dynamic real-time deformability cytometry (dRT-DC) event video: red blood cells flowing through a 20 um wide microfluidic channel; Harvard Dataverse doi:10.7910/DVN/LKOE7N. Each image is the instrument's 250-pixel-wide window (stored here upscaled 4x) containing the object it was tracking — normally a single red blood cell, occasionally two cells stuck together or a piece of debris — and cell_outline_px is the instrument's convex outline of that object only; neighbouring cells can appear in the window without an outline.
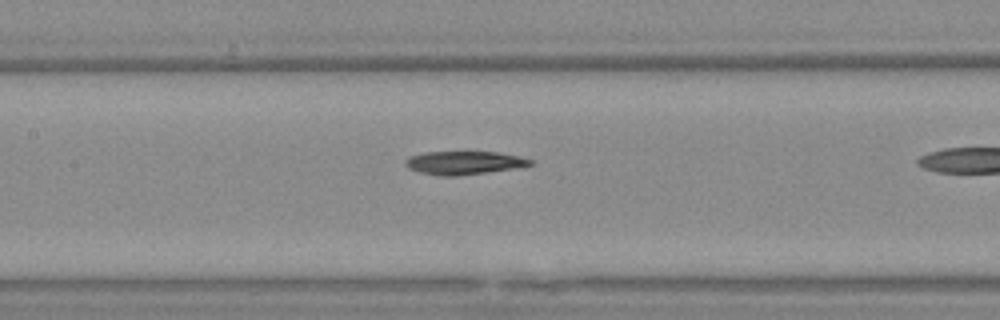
{"species": "Egyptian fruit bat (a non-hibernating species)", "species_latin": "Rousettus aegyptiacus", "temperature_condition": "warm", "stored_images_in_passage": 15, "camera_frame_rate_fps": 3000, "um_per_image_px": 0.085, "animal": {"sex": "female"}, "frame": {"image": 1, "passage_image": 7, "time_ms": 2.0, "image_size_px": [1000, 320], "cell_outline_px": [[532, 164], [524, 168], [452, 176], [444, 176], [420, 172], [408, 168], [404, 164], [404, 160], [408, 156], [424, 152], [496, 152], [520, 156], [532, 160]], "centroid_in_image_um": [39.46, 13.83], "position_along_channel_um": 167.9, "area_um2": 17.11}}